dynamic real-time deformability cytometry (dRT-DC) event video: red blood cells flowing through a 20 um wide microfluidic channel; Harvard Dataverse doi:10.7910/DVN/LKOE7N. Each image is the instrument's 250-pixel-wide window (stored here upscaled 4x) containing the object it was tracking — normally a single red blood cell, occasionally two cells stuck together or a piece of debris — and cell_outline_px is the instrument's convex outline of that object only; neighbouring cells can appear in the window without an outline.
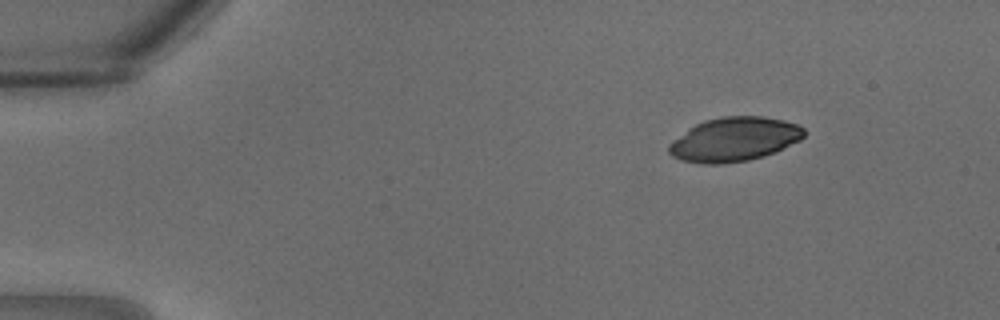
{"species": "common noctule bat (a hibernating species)", "species_latin": "Nyctalus noctula", "temperature_condition": "warm", "stored_images_in_passage": 18, "camera_frame_rate_fps": 3000, "um_per_image_px": 0.085, "animal": {"sex": "male", "body_mass_g": 18.8}, "frame": {"image": 1, "passage_image": 1, "time_ms": 0.0, "image_size_px": [1000, 320], "cell_outline_px": [[808, 132], [800, 140], [776, 152], [764, 156], [748, 160], [720, 164], [700, 164], [684, 160], [672, 156], [668, 152], [668, 144], [672, 140], [688, 128], [704, 120], [724, 116], [764, 116], [784, 120], [796, 124], [804, 128]], "centroid_in_image_um": [62.42, 11.84], "position_along_channel_um": 22.6, "area_um2": 34.97}}